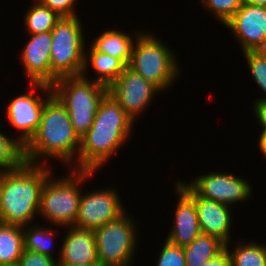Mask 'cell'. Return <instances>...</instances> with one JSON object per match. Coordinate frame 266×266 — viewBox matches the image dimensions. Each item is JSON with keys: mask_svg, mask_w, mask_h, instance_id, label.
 Masks as SVG:
<instances>
[{"mask_svg": "<svg viewBox=\"0 0 266 266\" xmlns=\"http://www.w3.org/2000/svg\"><path fill=\"white\" fill-rule=\"evenodd\" d=\"M134 121L108 93L101 100L93 123L80 138L74 170L96 172L131 136Z\"/></svg>", "mask_w": 266, "mask_h": 266, "instance_id": "1", "label": "cell"}, {"mask_svg": "<svg viewBox=\"0 0 266 266\" xmlns=\"http://www.w3.org/2000/svg\"><path fill=\"white\" fill-rule=\"evenodd\" d=\"M79 148L68 111L53 95L44 104L37 132L23 147L24 162L42 165L45 158H54L73 169Z\"/></svg>", "mask_w": 266, "mask_h": 266, "instance_id": "2", "label": "cell"}, {"mask_svg": "<svg viewBox=\"0 0 266 266\" xmlns=\"http://www.w3.org/2000/svg\"><path fill=\"white\" fill-rule=\"evenodd\" d=\"M52 167L23 162L15 170L0 175V223L21 227L34 223L41 191Z\"/></svg>", "mask_w": 266, "mask_h": 266, "instance_id": "3", "label": "cell"}, {"mask_svg": "<svg viewBox=\"0 0 266 266\" xmlns=\"http://www.w3.org/2000/svg\"><path fill=\"white\" fill-rule=\"evenodd\" d=\"M95 172L74 170L54 179L50 175L42 188L38 214L52 225L74 226L79 213L83 182ZM53 178V179H52Z\"/></svg>", "mask_w": 266, "mask_h": 266, "instance_id": "4", "label": "cell"}, {"mask_svg": "<svg viewBox=\"0 0 266 266\" xmlns=\"http://www.w3.org/2000/svg\"><path fill=\"white\" fill-rule=\"evenodd\" d=\"M51 87L53 95L67 109L75 133L82 138L90 129L108 87L89 80L86 74L59 78Z\"/></svg>", "mask_w": 266, "mask_h": 266, "instance_id": "5", "label": "cell"}, {"mask_svg": "<svg viewBox=\"0 0 266 266\" xmlns=\"http://www.w3.org/2000/svg\"><path fill=\"white\" fill-rule=\"evenodd\" d=\"M155 36L142 31L138 34L128 66L164 91L176 82L181 69L171 48Z\"/></svg>", "mask_w": 266, "mask_h": 266, "instance_id": "6", "label": "cell"}, {"mask_svg": "<svg viewBox=\"0 0 266 266\" xmlns=\"http://www.w3.org/2000/svg\"><path fill=\"white\" fill-rule=\"evenodd\" d=\"M79 16L61 17L52 29L51 74L62 77L81 76L86 49Z\"/></svg>", "mask_w": 266, "mask_h": 266, "instance_id": "7", "label": "cell"}, {"mask_svg": "<svg viewBox=\"0 0 266 266\" xmlns=\"http://www.w3.org/2000/svg\"><path fill=\"white\" fill-rule=\"evenodd\" d=\"M135 220L126 212L94 230L98 261L102 266H131L139 241Z\"/></svg>", "mask_w": 266, "mask_h": 266, "instance_id": "8", "label": "cell"}, {"mask_svg": "<svg viewBox=\"0 0 266 266\" xmlns=\"http://www.w3.org/2000/svg\"><path fill=\"white\" fill-rule=\"evenodd\" d=\"M30 85L33 87L31 86L26 93L18 95L6 105V116L10 125L21 131L16 140L22 147L37 132L44 104L53 96L52 87L49 85L39 83H30ZM39 90L42 93L45 92L46 98L38 94Z\"/></svg>", "mask_w": 266, "mask_h": 266, "instance_id": "9", "label": "cell"}, {"mask_svg": "<svg viewBox=\"0 0 266 266\" xmlns=\"http://www.w3.org/2000/svg\"><path fill=\"white\" fill-rule=\"evenodd\" d=\"M162 93L156 85L145 80L128 65L122 74L108 87V94L124 109L126 114L135 122L155 95Z\"/></svg>", "mask_w": 266, "mask_h": 266, "instance_id": "10", "label": "cell"}, {"mask_svg": "<svg viewBox=\"0 0 266 266\" xmlns=\"http://www.w3.org/2000/svg\"><path fill=\"white\" fill-rule=\"evenodd\" d=\"M226 172H210L186 183L199 197L229 206L252 197L250 182Z\"/></svg>", "mask_w": 266, "mask_h": 266, "instance_id": "11", "label": "cell"}, {"mask_svg": "<svg viewBox=\"0 0 266 266\" xmlns=\"http://www.w3.org/2000/svg\"><path fill=\"white\" fill-rule=\"evenodd\" d=\"M116 190L108 187L82 193L74 226L94 231L124 214L125 207Z\"/></svg>", "mask_w": 266, "mask_h": 266, "instance_id": "12", "label": "cell"}, {"mask_svg": "<svg viewBox=\"0 0 266 266\" xmlns=\"http://www.w3.org/2000/svg\"><path fill=\"white\" fill-rule=\"evenodd\" d=\"M224 25L240 43L242 53L266 47V7L243 2L234 16Z\"/></svg>", "mask_w": 266, "mask_h": 266, "instance_id": "13", "label": "cell"}, {"mask_svg": "<svg viewBox=\"0 0 266 266\" xmlns=\"http://www.w3.org/2000/svg\"><path fill=\"white\" fill-rule=\"evenodd\" d=\"M176 184L195 202L201 232L218 238L225 245L231 243V206L199 197L185 181L178 180Z\"/></svg>", "mask_w": 266, "mask_h": 266, "instance_id": "14", "label": "cell"}, {"mask_svg": "<svg viewBox=\"0 0 266 266\" xmlns=\"http://www.w3.org/2000/svg\"><path fill=\"white\" fill-rule=\"evenodd\" d=\"M30 39L20 52L23 69L28 76V84L39 83L52 86L56 78L51 74L52 33L41 32L30 34Z\"/></svg>", "mask_w": 266, "mask_h": 266, "instance_id": "15", "label": "cell"}, {"mask_svg": "<svg viewBox=\"0 0 266 266\" xmlns=\"http://www.w3.org/2000/svg\"><path fill=\"white\" fill-rule=\"evenodd\" d=\"M175 192H177L179 200L176 203L173 226L166 240L183 248L189 245L202 232L195 202L177 184H175Z\"/></svg>", "mask_w": 266, "mask_h": 266, "instance_id": "16", "label": "cell"}, {"mask_svg": "<svg viewBox=\"0 0 266 266\" xmlns=\"http://www.w3.org/2000/svg\"><path fill=\"white\" fill-rule=\"evenodd\" d=\"M60 248L58 263L84 264L99 262L93 230L67 226Z\"/></svg>", "mask_w": 266, "mask_h": 266, "instance_id": "17", "label": "cell"}, {"mask_svg": "<svg viewBox=\"0 0 266 266\" xmlns=\"http://www.w3.org/2000/svg\"><path fill=\"white\" fill-rule=\"evenodd\" d=\"M90 47L88 51L89 54L87 49L85 50L84 65L81 75H85L90 63V67H92L93 71L97 74V77L92 80L109 87L122 74L126 65L119 58L99 52L92 45Z\"/></svg>", "mask_w": 266, "mask_h": 266, "instance_id": "18", "label": "cell"}, {"mask_svg": "<svg viewBox=\"0 0 266 266\" xmlns=\"http://www.w3.org/2000/svg\"><path fill=\"white\" fill-rule=\"evenodd\" d=\"M141 31H136L134 37L123 31L107 29L92 42V46L99 52L119 58L126 66L131 61L134 39Z\"/></svg>", "mask_w": 266, "mask_h": 266, "instance_id": "19", "label": "cell"}, {"mask_svg": "<svg viewBox=\"0 0 266 266\" xmlns=\"http://www.w3.org/2000/svg\"><path fill=\"white\" fill-rule=\"evenodd\" d=\"M225 250V244L208 234H199L189 245L183 247L186 266H198L216 258Z\"/></svg>", "mask_w": 266, "mask_h": 266, "instance_id": "20", "label": "cell"}, {"mask_svg": "<svg viewBox=\"0 0 266 266\" xmlns=\"http://www.w3.org/2000/svg\"><path fill=\"white\" fill-rule=\"evenodd\" d=\"M23 251V227L0 223V266H16Z\"/></svg>", "mask_w": 266, "mask_h": 266, "instance_id": "21", "label": "cell"}, {"mask_svg": "<svg viewBox=\"0 0 266 266\" xmlns=\"http://www.w3.org/2000/svg\"><path fill=\"white\" fill-rule=\"evenodd\" d=\"M239 241L233 250L230 249V243L225 245L232 266H266V244H258L252 240L243 244Z\"/></svg>", "mask_w": 266, "mask_h": 266, "instance_id": "22", "label": "cell"}, {"mask_svg": "<svg viewBox=\"0 0 266 266\" xmlns=\"http://www.w3.org/2000/svg\"><path fill=\"white\" fill-rule=\"evenodd\" d=\"M33 3L24 15L26 31L29 34L52 31L61 16L42 5L38 0Z\"/></svg>", "mask_w": 266, "mask_h": 266, "instance_id": "23", "label": "cell"}, {"mask_svg": "<svg viewBox=\"0 0 266 266\" xmlns=\"http://www.w3.org/2000/svg\"><path fill=\"white\" fill-rule=\"evenodd\" d=\"M53 233L52 228L39 227V225H34V223L24 226V249L55 258L52 253L53 248H51L55 237Z\"/></svg>", "mask_w": 266, "mask_h": 266, "instance_id": "24", "label": "cell"}, {"mask_svg": "<svg viewBox=\"0 0 266 266\" xmlns=\"http://www.w3.org/2000/svg\"><path fill=\"white\" fill-rule=\"evenodd\" d=\"M0 130V175L18 168L23 162V147Z\"/></svg>", "mask_w": 266, "mask_h": 266, "instance_id": "25", "label": "cell"}, {"mask_svg": "<svg viewBox=\"0 0 266 266\" xmlns=\"http://www.w3.org/2000/svg\"><path fill=\"white\" fill-rule=\"evenodd\" d=\"M201 3L220 23L226 24L242 6L243 0H200Z\"/></svg>", "mask_w": 266, "mask_h": 266, "instance_id": "26", "label": "cell"}, {"mask_svg": "<svg viewBox=\"0 0 266 266\" xmlns=\"http://www.w3.org/2000/svg\"><path fill=\"white\" fill-rule=\"evenodd\" d=\"M243 53L254 81L266 95V61L264 57L258 51H246ZM259 100H266V96L255 101Z\"/></svg>", "mask_w": 266, "mask_h": 266, "instance_id": "27", "label": "cell"}, {"mask_svg": "<svg viewBox=\"0 0 266 266\" xmlns=\"http://www.w3.org/2000/svg\"><path fill=\"white\" fill-rule=\"evenodd\" d=\"M156 266H186L183 248L166 240L161 248Z\"/></svg>", "mask_w": 266, "mask_h": 266, "instance_id": "28", "label": "cell"}, {"mask_svg": "<svg viewBox=\"0 0 266 266\" xmlns=\"http://www.w3.org/2000/svg\"><path fill=\"white\" fill-rule=\"evenodd\" d=\"M58 259L24 249L16 266H58Z\"/></svg>", "mask_w": 266, "mask_h": 266, "instance_id": "29", "label": "cell"}, {"mask_svg": "<svg viewBox=\"0 0 266 266\" xmlns=\"http://www.w3.org/2000/svg\"><path fill=\"white\" fill-rule=\"evenodd\" d=\"M61 17L76 16L75 3L77 0H38Z\"/></svg>", "mask_w": 266, "mask_h": 266, "instance_id": "30", "label": "cell"}, {"mask_svg": "<svg viewBox=\"0 0 266 266\" xmlns=\"http://www.w3.org/2000/svg\"><path fill=\"white\" fill-rule=\"evenodd\" d=\"M256 116V120L258 119V123L262 127V132L259 135V141L266 135V100L255 101L253 108Z\"/></svg>", "mask_w": 266, "mask_h": 266, "instance_id": "31", "label": "cell"}, {"mask_svg": "<svg viewBox=\"0 0 266 266\" xmlns=\"http://www.w3.org/2000/svg\"><path fill=\"white\" fill-rule=\"evenodd\" d=\"M198 266H232L231 258L226 249L216 258L199 264Z\"/></svg>", "mask_w": 266, "mask_h": 266, "instance_id": "32", "label": "cell"}, {"mask_svg": "<svg viewBox=\"0 0 266 266\" xmlns=\"http://www.w3.org/2000/svg\"><path fill=\"white\" fill-rule=\"evenodd\" d=\"M243 2L254 6L266 7V0H243Z\"/></svg>", "mask_w": 266, "mask_h": 266, "instance_id": "33", "label": "cell"}, {"mask_svg": "<svg viewBox=\"0 0 266 266\" xmlns=\"http://www.w3.org/2000/svg\"><path fill=\"white\" fill-rule=\"evenodd\" d=\"M260 153L266 158V135L258 142Z\"/></svg>", "mask_w": 266, "mask_h": 266, "instance_id": "34", "label": "cell"}, {"mask_svg": "<svg viewBox=\"0 0 266 266\" xmlns=\"http://www.w3.org/2000/svg\"><path fill=\"white\" fill-rule=\"evenodd\" d=\"M58 266H102V265L99 262H94V263H84V264L58 263Z\"/></svg>", "mask_w": 266, "mask_h": 266, "instance_id": "35", "label": "cell"}, {"mask_svg": "<svg viewBox=\"0 0 266 266\" xmlns=\"http://www.w3.org/2000/svg\"><path fill=\"white\" fill-rule=\"evenodd\" d=\"M258 52L264 57V59L266 61V47L258 50Z\"/></svg>", "mask_w": 266, "mask_h": 266, "instance_id": "36", "label": "cell"}]
</instances>
